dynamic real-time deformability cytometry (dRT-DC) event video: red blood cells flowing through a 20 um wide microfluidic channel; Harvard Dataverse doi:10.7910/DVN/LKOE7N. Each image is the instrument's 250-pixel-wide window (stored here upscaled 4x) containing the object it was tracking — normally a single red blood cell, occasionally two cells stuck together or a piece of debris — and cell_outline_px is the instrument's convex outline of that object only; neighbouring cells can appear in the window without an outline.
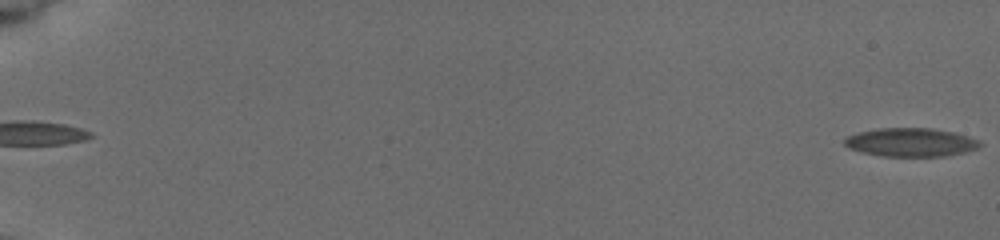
{"species": "common noctule bat (a hibernating species)", "species_latin": "Nyctalus noctula", "temperature_condition": "cold", "stored_images_in_passage": 2, "segment_of_instrument_passage": [2, 2], "camera_frame_rate_fps": 3000, "um_per_image_px": 0.085, "animal": {"sex": "female", "body_mass_g": 19.5, "forearm_length_mm": 54.1}, "frame": {"image": 1, "passage_image": 2, "time_ms": 1.0, "image_size_px": [1000, 240], "cell_outline_px": [[980, 144], [976, 148], [964, 152], [944, 156], [884, 156], [864, 152], [848, 148], [844, 144], [844, 140], [848, 136], [860, 132], [880, 128], [932, 128], [952, 132], [980, 140]], "centroid_in_image_um": [77.4, 12.09], "position_along_channel_um": 7.6, "area_um2": 22.14}}